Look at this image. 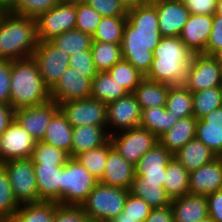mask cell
<instances>
[{"mask_svg":"<svg viewBox=\"0 0 222 222\" xmlns=\"http://www.w3.org/2000/svg\"><path fill=\"white\" fill-rule=\"evenodd\" d=\"M212 57L222 66V48L218 49Z\"/></svg>","mask_w":222,"mask_h":222,"instance_id":"obj_59","label":"cell"},{"mask_svg":"<svg viewBox=\"0 0 222 222\" xmlns=\"http://www.w3.org/2000/svg\"><path fill=\"white\" fill-rule=\"evenodd\" d=\"M161 38L158 13L151 1L128 10L121 43L122 58L146 76Z\"/></svg>","mask_w":222,"mask_h":222,"instance_id":"obj_1","label":"cell"},{"mask_svg":"<svg viewBox=\"0 0 222 222\" xmlns=\"http://www.w3.org/2000/svg\"><path fill=\"white\" fill-rule=\"evenodd\" d=\"M111 222H137L136 219H132L131 217H124V213L122 212L118 217H116Z\"/></svg>","mask_w":222,"mask_h":222,"instance_id":"obj_58","label":"cell"},{"mask_svg":"<svg viewBox=\"0 0 222 222\" xmlns=\"http://www.w3.org/2000/svg\"><path fill=\"white\" fill-rule=\"evenodd\" d=\"M165 108L179 119L193 116V95L183 84L170 85Z\"/></svg>","mask_w":222,"mask_h":222,"instance_id":"obj_34","label":"cell"},{"mask_svg":"<svg viewBox=\"0 0 222 222\" xmlns=\"http://www.w3.org/2000/svg\"><path fill=\"white\" fill-rule=\"evenodd\" d=\"M58 205L53 201L23 203L8 222H53Z\"/></svg>","mask_w":222,"mask_h":222,"instance_id":"obj_30","label":"cell"},{"mask_svg":"<svg viewBox=\"0 0 222 222\" xmlns=\"http://www.w3.org/2000/svg\"><path fill=\"white\" fill-rule=\"evenodd\" d=\"M58 3V0H9L6 4V11L36 19Z\"/></svg>","mask_w":222,"mask_h":222,"instance_id":"obj_40","label":"cell"},{"mask_svg":"<svg viewBox=\"0 0 222 222\" xmlns=\"http://www.w3.org/2000/svg\"><path fill=\"white\" fill-rule=\"evenodd\" d=\"M5 12H6V5L0 2V19Z\"/></svg>","mask_w":222,"mask_h":222,"instance_id":"obj_62","label":"cell"},{"mask_svg":"<svg viewBox=\"0 0 222 222\" xmlns=\"http://www.w3.org/2000/svg\"><path fill=\"white\" fill-rule=\"evenodd\" d=\"M220 90V101H221V107H222V84L219 87Z\"/></svg>","mask_w":222,"mask_h":222,"instance_id":"obj_64","label":"cell"},{"mask_svg":"<svg viewBox=\"0 0 222 222\" xmlns=\"http://www.w3.org/2000/svg\"><path fill=\"white\" fill-rule=\"evenodd\" d=\"M173 157L189 172L217 158L214 152L196 138L188 141Z\"/></svg>","mask_w":222,"mask_h":222,"instance_id":"obj_27","label":"cell"},{"mask_svg":"<svg viewBox=\"0 0 222 222\" xmlns=\"http://www.w3.org/2000/svg\"><path fill=\"white\" fill-rule=\"evenodd\" d=\"M11 61L0 60V103L10 105Z\"/></svg>","mask_w":222,"mask_h":222,"instance_id":"obj_50","label":"cell"},{"mask_svg":"<svg viewBox=\"0 0 222 222\" xmlns=\"http://www.w3.org/2000/svg\"><path fill=\"white\" fill-rule=\"evenodd\" d=\"M158 13V26L162 37H178L190 15L180 0H151Z\"/></svg>","mask_w":222,"mask_h":222,"instance_id":"obj_17","label":"cell"},{"mask_svg":"<svg viewBox=\"0 0 222 222\" xmlns=\"http://www.w3.org/2000/svg\"><path fill=\"white\" fill-rule=\"evenodd\" d=\"M38 66L44 84L51 90L69 67L70 56L51 41H39L31 56Z\"/></svg>","mask_w":222,"mask_h":222,"instance_id":"obj_9","label":"cell"},{"mask_svg":"<svg viewBox=\"0 0 222 222\" xmlns=\"http://www.w3.org/2000/svg\"><path fill=\"white\" fill-rule=\"evenodd\" d=\"M195 138L203 142L217 157L222 154V126L210 125L197 119Z\"/></svg>","mask_w":222,"mask_h":222,"instance_id":"obj_44","label":"cell"},{"mask_svg":"<svg viewBox=\"0 0 222 222\" xmlns=\"http://www.w3.org/2000/svg\"><path fill=\"white\" fill-rule=\"evenodd\" d=\"M59 105L53 101L14 110V119L36 141H42L52 117L59 111Z\"/></svg>","mask_w":222,"mask_h":222,"instance_id":"obj_14","label":"cell"},{"mask_svg":"<svg viewBox=\"0 0 222 222\" xmlns=\"http://www.w3.org/2000/svg\"><path fill=\"white\" fill-rule=\"evenodd\" d=\"M53 222H90L81 206L58 205Z\"/></svg>","mask_w":222,"mask_h":222,"instance_id":"obj_48","label":"cell"},{"mask_svg":"<svg viewBox=\"0 0 222 222\" xmlns=\"http://www.w3.org/2000/svg\"><path fill=\"white\" fill-rule=\"evenodd\" d=\"M102 16H127V10L119 0H84Z\"/></svg>","mask_w":222,"mask_h":222,"instance_id":"obj_49","label":"cell"},{"mask_svg":"<svg viewBox=\"0 0 222 222\" xmlns=\"http://www.w3.org/2000/svg\"><path fill=\"white\" fill-rule=\"evenodd\" d=\"M128 93H133L145 78L130 62L121 59L107 71Z\"/></svg>","mask_w":222,"mask_h":222,"instance_id":"obj_39","label":"cell"},{"mask_svg":"<svg viewBox=\"0 0 222 222\" xmlns=\"http://www.w3.org/2000/svg\"><path fill=\"white\" fill-rule=\"evenodd\" d=\"M91 52L95 69L98 72L108 71L122 59L121 44L93 41Z\"/></svg>","mask_w":222,"mask_h":222,"instance_id":"obj_35","label":"cell"},{"mask_svg":"<svg viewBox=\"0 0 222 222\" xmlns=\"http://www.w3.org/2000/svg\"><path fill=\"white\" fill-rule=\"evenodd\" d=\"M121 4L125 7V9L128 11L132 8H136L138 6L144 5L151 0H119Z\"/></svg>","mask_w":222,"mask_h":222,"instance_id":"obj_57","label":"cell"},{"mask_svg":"<svg viewBox=\"0 0 222 222\" xmlns=\"http://www.w3.org/2000/svg\"><path fill=\"white\" fill-rule=\"evenodd\" d=\"M127 94L125 88L118 84L107 71L97 72L92 79L91 98L109 104Z\"/></svg>","mask_w":222,"mask_h":222,"instance_id":"obj_32","label":"cell"},{"mask_svg":"<svg viewBox=\"0 0 222 222\" xmlns=\"http://www.w3.org/2000/svg\"><path fill=\"white\" fill-rule=\"evenodd\" d=\"M51 100L32 57L11 61L10 106L13 110L37 106Z\"/></svg>","mask_w":222,"mask_h":222,"instance_id":"obj_4","label":"cell"},{"mask_svg":"<svg viewBox=\"0 0 222 222\" xmlns=\"http://www.w3.org/2000/svg\"><path fill=\"white\" fill-rule=\"evenodd\" d=\"M173 154L160 143L147 151L135 165V175L146 183H160L163 186L167 165Z\"/></svg>","mask_w":222,"mask_h":222,"instance_id":"obj_18","label":"cell"},{"mask_svg":"<svg viewBox=\"0 0 222 222\" xmlns=\"http://www.w3.org/2000/svg\"><path fill=\"white\" fill-rule=\"evenodd\" d=\"M101 19L102 15L85 1L76 4L75 29L92 36L95 33Z\"/></svg>","mask_w":222,"mask_h":222,"instance_id":"obj_45","label":"cell"},{"mask_svg":"<svg viewBox=\"0 0 222 222\" xmlns=\"http://www.w3.org/2000/svg\"><path fill=\"white\" fill-rule=\"evenodd\" d=\"M14 119V110L10 105L0 103V136Z\"/></svg>","mask_w":222,"mask_h":222,"instance_id":"obj_55","label":"cell"},{"mask_svg":"<svg viewBox=\"0 0 222 222\" xmlns=\"http://www.w3.org/2000/svg\"><path fill=\"white\" fill-rule=\"evenodd\" d=\"M142 109L133 93L107 104V132L109 135L140 126ZM112 128V129H110Z\"/></svg>","mask_w":222,"mask_h":222,"instance_id":"obj_13","label":"cell"},{"mask_svg":"<svg viewBox=\"0 0 222 222\" xmlns=\"http://www.w3.org/2000/svg\"><path fill=\"white\" fill-rule=\"evenodd\" d=\"M222 190V159L200 166L189 173V194L208 195Z\"/></svg>","mask_w":222,"mask_h":222,"instance_id":"obj_20","label":"cell"},{"mask_svg":"<svg viewBox=\"0 0 222 222\" xmlns=\"http://www.w3.org/2000/svg\"><path fill=\"white\" fill-rule=\"evenodd\" d=\"M110 141L117 152L134 166L147 151L159 143L153 133L141 126L114 133L110 135Z\"/></svg>","mask_w":222,"mask_h":222,"instance_id":"obj_7","label":"cell"},{"mask_svg":"<svg viewBox=\"0 0 222 222\" xmlns=\"http://www.w3.org/2000/svg\"><path fill=\"white\" fill-rule=\"evenodd\" d=\"M201 119L207 124L222 126V107L214 109Z\"/></svg>","mask_w":222,"mask_h":222,"instance_id":"obj_56","label":"cell"},{"mask_svg":"<svg viewBox=\"0 0 222 222\" xmlns=\"http://www.w3.org/2000/svg\"><path fill=\"white\" fill-rule=\"evenodd\" d=\"M55 46L71 56L83 50H91L93 38L90 34L72 29L50 40Z\"/></svg>","mask_w":222,"mask_h":222,"instance_id":"obj_36","label":"cell"},{"mask_svg":"<svg viewBox=\"0 0 222 222\" xmlns=\"http://www.w3.org/2000/svg\"><path fill=\"white\" fill-rule=\"evenodd\" d=\"M73 126L59 110L51 119L42 142L67 152L71 157Z\"/></svg>","mask_w":222,"mask_h":222,"instance_id":"obj_26","label":"cell"},{"mask_svg":"<svg viewBox=\"0 0 222 222\" xmlns=\"http://www.w3.org/2000/svg\"><path fill=\"white\" fill-rule=\"evenodd\" d=\"M0 2L6 5L9 2V0H0Z\"/></svg>","mask_w":222,"mask_h":222,"instance_id":"obj_65","label":"cell"},{"mask_svg":"<svg viewBox=\"0 0 222 222\" xmlns=\"http://www.w3.org/2000/svg\"><path fill=\"white\" fill-rule=\"evenodd\" d=\"M36 19L6 11L0 19V60L30 58L38 45Z\"/></svg>","mask_w":222,"mask_h":222,"instance_id":"obj_3","label":"cell"},{"mask_svg":"<svg viewBox=\"0 0 222 222\" xmlns=\"http://www.w3.org/2000/svg\"><path fill=\"white\" fill-rule=\"evenodd\" d=\"M193 55L179 36L162 37L153 51L152 66L145 78L169 85L183 84Z\"/></svg>","mask_w":222,"mask_h":222,"instance_id":"obj_2","label":"cell"},{"mask_svg":"<svg viewBox=\"0 0 222 222\" xmlns=\"http://www.w3.org/2000/svg\"><path fill=\"white\" fill-rule=\"evenodd\" d=\"M197 222H214V221L208 216L204 219L198 220Z\"/></svg>","mask_w":222,"mask_h":222,"instance_id":"obj_63","label":"cell"},{"mask_svg":"<svg viewBox=\"0 0 222 222\" xmlns=\"http://www.w3.org/2000/svg\"><path fill=\"white\" fill-rule=\"evenodd\" d=\"M170 85L144 78L136 87L133 95L141 109L165 107Z\"/></svg>","mask_w":222,"mask_h":222,"instance_id":"obj_28","label":"cell"},{"mask_svg":"<svg viewBox=\"0 0 222 222\" xmlns=\"http://www.w3.org/2000/svg\"><path fill=\"white\" fill-rule=\"evenodd\" d=\"M151 210L152 208L142 198L128 193L123 209L124 217H131L137 222H144Z\"/></svg>","mask_w":222,"mask_h":222,"instance_id":"obj_46","label":"cell"},{"mask_svg":"<svg viewBox=\"0 0 222 222\" xmlns=\"http://www.w3.org/2000/svg\"><path fill=\"white\" fill-rule=\"evenodd\" d=\"M76 4L58 3L36 18L38 41H50L54 37L75 29Z\"/></svg>","mask_w":222,"mask_h":222,"instance_id":"obj_11","label":"cell"},{"mask_svg":"<svg viewBox=\"0 0 222 222\" xmlns=\"http://www.w3.org/2000/svg\"><path fill=\"white\" fill-rule=\"evenodd\" d=\"M189 10L190 14L210 15L216 12L218 0H180Z\"/></svg>","mask_w":222,"mask_h":222,"instance_id":"obj_52","label":"cell"},{"mask_svg":"<svg viewBox=\"0 0 222 222\" xmlns=\"http://www.w3.org/2000/svg\"><path fill=\"white\" fill-rule=\"evenodd\" d=\"M98 183L97 178L71 157L61 170L60 205L81 206Z\"/></svg>","mask_w":222,"mask_h":222,"instance_id":"obj_6","label":"cell"},{"mask_svg":"<svg viewBox=\"0 0 222 222\" xmlns=\"http://www.w3.org/2000/svg\"><path fill=\"white\" fill-rule=\"evenodd\" d=\"M39 201L60 204L61 170L64 165L33 164Z\"/></svg>","mask_w":222,"mask_h":222,"instance_id":"obj_22","label":"cell"},{"mask_svg":"<svg viewBox=\"0 0 222 222\" xmlns=\"http://www.w3.org/2000/svg\"><path fill=\"white\" fill-rule=\"evenodd\" d=\"M144 222H174L171 205L152 209Z\"/></svg>","mask_w":222,"mask_h":222,"instance_id":"obj_54","label":"cell"},{"mask_svg":"<svg viewBox=\"0 0 222 222\" xmlns=\"http://www.w3.org/2000/svg\"><path fill=\"white\" fill-rule=\"evenodd\" d=\"M36 141L13 119L0 136V164L31 158Z\"/></svg>","mask_w":222,"mask_h":222,"instance_id":"obj_15","label":"cell"},{"mask_svg":"<svg viewBox=\"0 0 222 222\" xmlns=\"http://www.w3.org/2000/svg\"><path fill=\"white\" fill-rule=\"evenodd\" d=\"M110 140L107 126H77L73 127L71 157L75 158L82 152L89 151L106 144Z\"/></svg>","mask_w":222,"mask_h":222,"instance_id":"obj_24","label":"cell"},{"mask_svg":"<svg viewBox=\"0 0 222 222\" xmlns=\"http://www.w3.org/2000/svg\"><path fill=\"white\" fill-rule=\"evenodd\" d=\"M70 158L67 152L42 141L35 143L31 155L33 164L42 165H65Z\"/></svg>","mask_w":222,"mask_h":222,"instance_id":"obj_43","label":"cell"},{"mask_svg":"<svg viewBox=\"0 0 222 222\" xmlns=\"http://www.w3.org/2000/svg\"><path fill=\"white\" fill-rule=\"evenodd\" d=\"M197 119L194 116L180 118L167 132L162 134L159 143L172 154H175L188 141L195 138Z\"/></svg>","mask_w":222,"mask_h":222,"instance_id":"obj_25","label":"cell"},{"mask_svg":"<svg viewBox=\"0 0 222 222\" xmlns=\"http://www.w3.org/2000/svg\"><path fill=\"white\" fill-rule=\"evenodd\" d=\"M84 0H58L60 3H67V4H78Z\"/></svg>","mask_w":222,"mask_h":222,"instance_id":"obj_61","label":"cell"},{"mask_svg":"<svg viewBox=\"0 0 222 222\" xmlns=\"http://www.w3.org/2000/svg\"><path fill=\"white\" fill-rule=\"evenodd\" d=\"M208 216L214 222H222V190L206 195Z\"/></svg>","mask_w":222,"mask_h":222,"instance_id":"obj_53","label":"cell"},{"mask_svg":"<svg viewBox=\"0 0 222 222\" xmlns=\"http://www.w3.org/2000/svg\"><path fill=\"white\" fill-rule=\"evenodd\" d=\"M174 222H197L208 217L206 195L186 194L171 202Z\"/></svg>","mask_w":222,"mask_h":222,"instance_id":"obj_23","label":"cell"},{"mask_svg":"<svg viewBox=\"0 0 222 222\" xmlns=\"http://www.w3.org/2000/svg\"><path fill=\"white\" fill-rule=\"evenodd\" d=\"M179 120L165 107H150L142 109L140 126L149 130L157 138L170 130Z\"/></svg>","mask_w":222,"mask_h":222,"instance_id":"obj_33","label":"cell"},{"mask_svg":"<svg viewBox=\"0 0 222 222\" xmlns=\"http://www.w3.org/2000/svg\"><path fill=\"white\" fill-rule=\"evenodd\" d=\"M69 67L76 69L82 73L83 76H86L91 80L98 72L93 63L91 50H83L79 53L72 54L69 58Z\"/></svg>","mask_w":222,"mask_h":222,"instance_id":"obj_47","label":"cell"},{"mask_svg":"<svg viewBox=\"0 0 222 222\" xmlns=\"http://www.w3.org/2000/svg\"><path fill=\"white\" fill-rule=\"evenodd\" d=\"M1 165L7 171L14 196L20 204L39 202L31 158L9 160Z\"/></svg>","mask_w":222,"mask_h":222,"instance_id":"obj_8","label":"cell"},{"mask_svg":"<svg viewBox=\"0 0 222 222\" xmlns=\"http://www.w3.org/2000/svg\"><path fill=\"white\" fill-rule=\"evenodd\" d=\"M193 95V116L201 119L214 109L221 107L219 87H212L197 92Z\"/></svg>","mask_w":222,"mask_h":222,"instance_id":"obj_42","label":"cell"},{"mask_svg":"<svg viewBox=\"0 0 222 222\" xmlns=\"http://www.w3.org/2000/svg\"><path fill=\"white\" fill-rule=\"evenodd\" d=\"M129 192L99 182L81 207L90 222H111L123 212Z\"/></svg>","mask_w":222,"mask_h":222,"instance_id":"obj_5","label":"cell"},{"mask_svg":"<svg viewBox=\"0 0 222 222\" xmlns=\"http://www.w3.org/2000/svg\"><path fill=\"white\" fill-rule=\"evenodd\" d=\"M221 84V65L210 55L194 54L183 85L191 92H197Z\"/></svg>","mask_w":222,"mask_h":222,"instance_id":"obj_12","label":"cell"},{"mask_svg":"<svg viewBox=\"0 0 222 222\" xmlns=\"http://www.w3.org/2000/svg\"><path fill=\"white\" fill-rule=\"evenodd\" d=\"M92 80L82 73L68 67L60 80L50 90L51 100L58 105L70 100L87 99L91 95Z\"/></svg>","mask_w":222,"mask_h":222,"instance_id":"obj_16","label":"cell"},{"mask_svg":"<svg viewBox=\"0 0 222 222\" xmlns=\"http://www.w3.org/2000/svg\"><path fill=\"white\" fill-rule=\"evenodd\" d=\"M217 15H222V0L217 1L216 12Z\"/></svg>","mask_w":222,"mask_h":222,"instance_id":"obj_60","label":"cell"},{"mask_svg":"<svg viewBox=\"0 0 222 222\" xmlns=\"http://www.w3.org/2000/svg\"><path fill=\"white\" fill-rule=\"evenodd\" d=\"M127 16H102L95 33L93 41L121 44Z\"/></svg>","mask_w":222,"mask_h":222,"instance_id":"obj_37","label":"cell"},{"mask_svg":"<svg viewBox=\"0 0 222 222\" xmlns=\"http://www.w3.org/2000/svg\"><path fill=\"white\" fill-rule=\"evenodd\" d=\"M59 109L73 126H107V104L94 98L61 102Z\"/></svg>","mask_w":222,"mask_h":222,"instance_id":"obj_10","label":"cell"},{"mask_svg":"<svg viewBox=\"0 0 222 222\" xmlns=\"http://www.w3.org/2000/svg\"><path fill=\"white\" fill-rule=\"evenodd\" d=\"M189 173L176 158L170 160L163 187L171 200L189 194Z\"/></svg>","mask_w":222,"mask_h":222,"instance_id":"obj_31","label":"cell"},{"mask_svg":"<svg viewBox=\"0 0 222 222\" xmlns=\"http://www.w3.org/2000/svg\"><path fill=\"white\" fill-rule=\"evenodd\" d=\"M112 147L113 145L109 140L106 144L89 151L82 152L75 158L99 181L104 174L105 162L108 152Z\"/></svg>","mask_w":222,"mask_h":222,"instance_id":"obj_38","label":"cell"},{"mask_svg":"<svg viewBox=\"0 0 222 222\" xmlns=\"http://www.w3.org/2000/svg\"><path fill=\"white\" fill-rule=\"evenodd\" d=\"M222 48V15H213V25L206 46V55L212 56L218 49Z\"/></svg>","mask_w":222,"mask_h":222,"instance_id":"obj_51","label":"cell"},{"mask_svg":"<svg viewBox=\"0 0 222 222\" xmlns=\"http://www.w3.org/2000/svg\"><path fill=\"white\" fill-rule=\"evenodd\" d=\"M130 193L142 198L152 209L163 208L171 205V198L160 183H146L139 176L135 175Z\"/></svg>","mask_w":222,"mask_h":222,"instance_id":"obj_29","label":"cell"},{"mask_svg":"<svg viewBox=\"0 0 222 222\" xmlns=\"http://www.w3.org/2000/svg\"><path fill=\"white\" fill-rule=\"evenodd\" d=\"M213 16L190 14L179 38L193 54H206Z\"/></svg>","mask_w":222,"mask_h":222,"instance_id":"obj_19","label":"cell"},{"mask_svg":"<svg viewBox=\"0 0 222 222\" xmlns=\"http://www.w3.org/2000/svg\"><path fill=\"white\" fill-rule=\"evenodd\" d=\"M135 178V166L127 162L112 147L105 162L104 174L99 180L100 183L130 190L132 182Z\"/></svg>","mask_w":222,"mask_h":222,"instance_id":"obj_21","label":"cell"},{"mask_svg":"<svg viewBox=\"0 0 222 222\" xmlns=\"http://www.w3.org/2000/svg\"><path fill=\"white\" fill-rule=\"evenodd\" d=\"M20 205L14 196L7 171L0 164V217L8 222Z\"/></svg>","mask_w":222,"mask_h":222,"instance_id":"obj_41","label":"cell"}]
</instances>
